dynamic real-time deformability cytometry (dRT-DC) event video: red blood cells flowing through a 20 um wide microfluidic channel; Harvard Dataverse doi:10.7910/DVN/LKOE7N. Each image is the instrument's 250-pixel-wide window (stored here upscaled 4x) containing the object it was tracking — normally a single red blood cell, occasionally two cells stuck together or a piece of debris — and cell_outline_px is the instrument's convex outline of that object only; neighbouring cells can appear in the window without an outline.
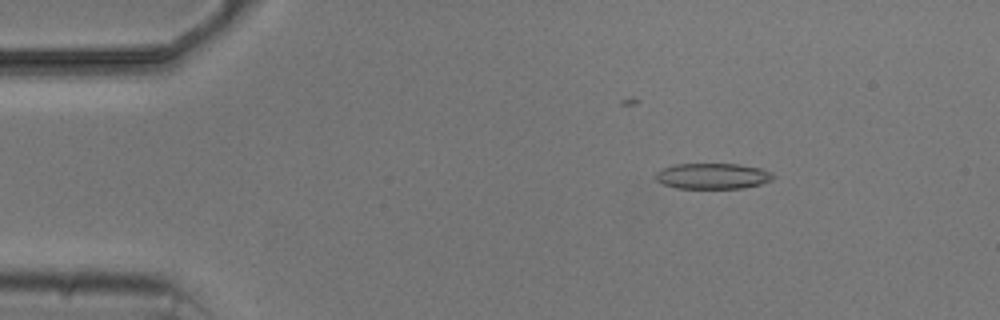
{"species": "common noctule bat (a hibernating species)", "species_latin": "Nyctalus noctula", "temperature_condition": "cold", "stored_images_in_passage": 2, "camera_frame_rate_fps": 3000, "um_per_image_px": 0.085, "animal": {"sex": "male", "body_mass_g": 20.5, "forearm_length_mm": 52.5}, "frame": {"image": 1, "passage_image": 1, "time_ms": 0.0, "image_size_px": [1000, 320], "cell_outline_px": [[776, 176], [772, 180], [760, 184], [740, 188], [676, 188], [664, 184], [656, 180], [652, 176], [660, 168], [676, 164], [736, 164], [760, 168], [772, 172]], "centroid_in_image_um": [60.54, 14.96], "position_along_channel_um": 24.5, "area_um2": 17.74}}